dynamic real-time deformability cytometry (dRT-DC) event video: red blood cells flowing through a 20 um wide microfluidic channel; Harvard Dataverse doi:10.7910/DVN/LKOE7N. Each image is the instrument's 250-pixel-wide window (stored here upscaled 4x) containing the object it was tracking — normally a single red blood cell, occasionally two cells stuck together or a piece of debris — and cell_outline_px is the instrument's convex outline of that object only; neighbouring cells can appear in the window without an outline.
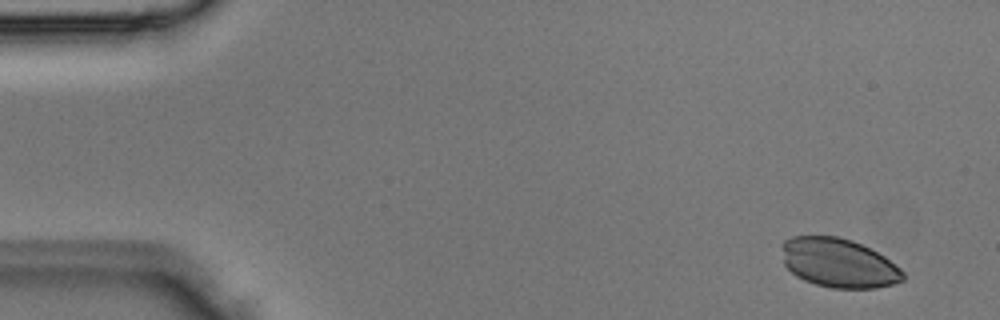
{"species": "Egyptian fruit bat (a non-hibernating species)", "species_latin": "Rousettus aegyptiacus", "temperature_condition": "room temperature", "stored_images_in_passage": 4, "camera_frame_rate_fps": 3000, "um_per_image_px": 0.085, "animal": {"sex": "male"}, "frame": {"image": 1, "passage_image": 1, "time_ms": 0.0, "image_size_px": [1000, 320], "cell_outline_px": [[904, 280], [892, 284], [876, 288], [832, 288], [816, 284], [804, 280], [796, 276], [784, 264], [784, 240], [792, 236], [836, 236], [852, 240], [884, 256], [900, 268], [904, 272]], "centroid_in_image_um": [71.3, 22.36], "position_along_channel_um": 13.7, "area_um2": 34.33}}